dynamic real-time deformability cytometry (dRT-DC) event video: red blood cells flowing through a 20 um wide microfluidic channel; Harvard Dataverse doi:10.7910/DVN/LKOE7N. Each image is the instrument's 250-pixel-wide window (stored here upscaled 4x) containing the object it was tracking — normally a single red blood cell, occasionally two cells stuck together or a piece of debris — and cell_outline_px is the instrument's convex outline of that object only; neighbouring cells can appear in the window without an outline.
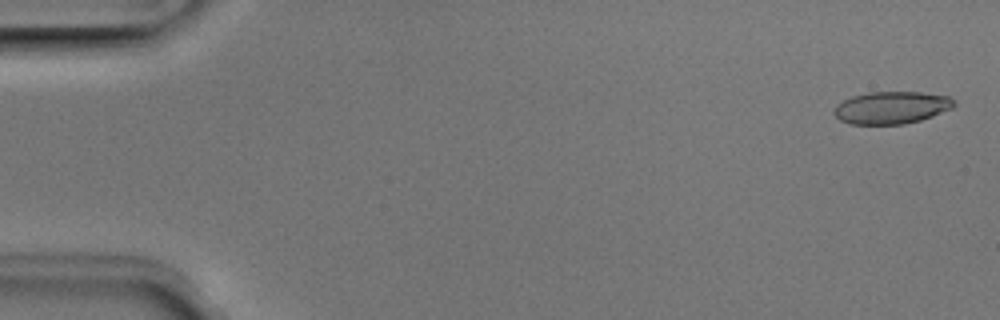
{"species": "Egyptian fruit bat (a non-hibernating species)", "species_latin": "Rousettus aegyptiacus", "temperature_condition": "room temperature", "stored_images_in_passage": 51, "camera_frame_rate_fps": 3000, "um_per_image_px": 0.085, "animal": {"sex": "male"}, "frame": {"image": 1, "passage_image": 2, "time_ms": 0.333, "image_size_px": [1000, 320], "cell_outline_px": [[956, 104], [952, 108], [932, 116], [920, 120], [904, 124], [848, 124], [840, 120], [832, 112], [832, 108], [836, 104], [852, 96], [868, 92], [920, 92], [948, 96], [956, 100]], "centroid_in_image_um": [75.75, 9.14], "position_along_channel_um": 9.2, "area_um2": 22.77}}
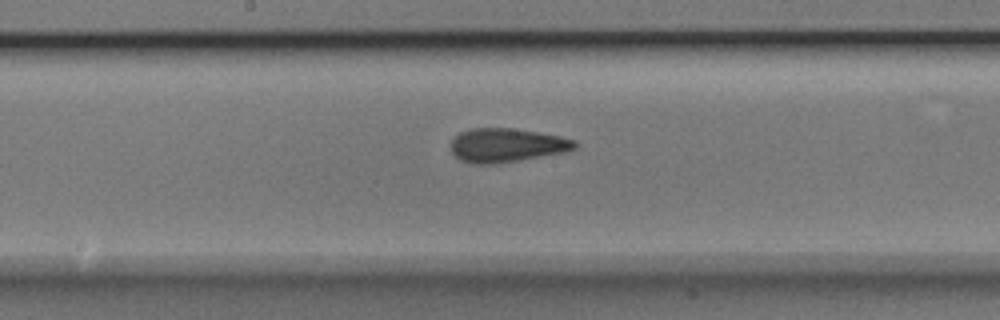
{"frame": {"image": 2, "passage_image": 27, "time_ms": 8.667, "image_size_px": [1000, 320], "cell_outline_px": [[576, 148], [564, 152], [492, 164], [476, 164], [460, 160], [452, 152], [452, 140], [460, 132], [468, 128], [512, 128], [560, 136], [576, 140]], "centroid_in_image_um": [43.05, 12.33], "position_along_channel_um": 205.2, "area_um2": 24.1}}
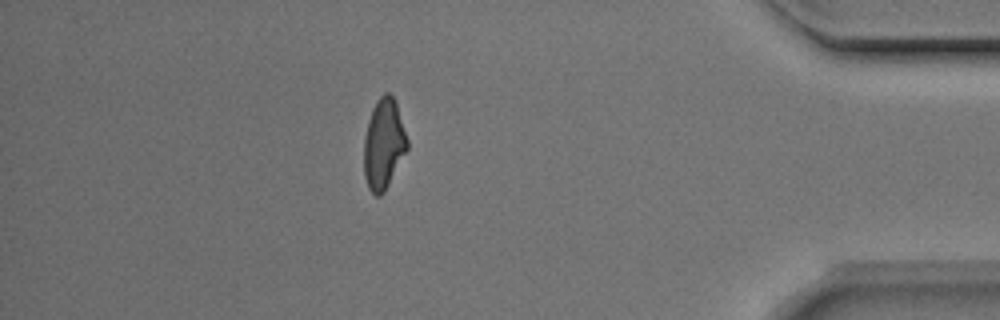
{"frame": {"image": 3, "passage_image": 45, "time_ms": 14.667, "image_size_px": [1000, 320], "cell_outline_px": [[408, 148], [384, 192], [380, 196], [376, 196], [368, 188], [364, 176], [364, 136], [368, 120], [372, 108], [376, 100], [384, 92], [388, 92], [396, 100], [408, 140]], "centroid_in_image_um": [32.61, 12.21], "position_along_channel_um": 402.6, "area_um2": 22.95}, "authors_computed_cell_mechanics": {"area_um2": 23.5246, "velocity_mm_per_s": 3.9787, "shape_relaxation_time_tau1_ms": 4.1537, "shape_relaxation_time_tau2_ms": 1.6178, "deformation_change_tau1": 0.1437, "deformation_change_tau2": 0.0881}}